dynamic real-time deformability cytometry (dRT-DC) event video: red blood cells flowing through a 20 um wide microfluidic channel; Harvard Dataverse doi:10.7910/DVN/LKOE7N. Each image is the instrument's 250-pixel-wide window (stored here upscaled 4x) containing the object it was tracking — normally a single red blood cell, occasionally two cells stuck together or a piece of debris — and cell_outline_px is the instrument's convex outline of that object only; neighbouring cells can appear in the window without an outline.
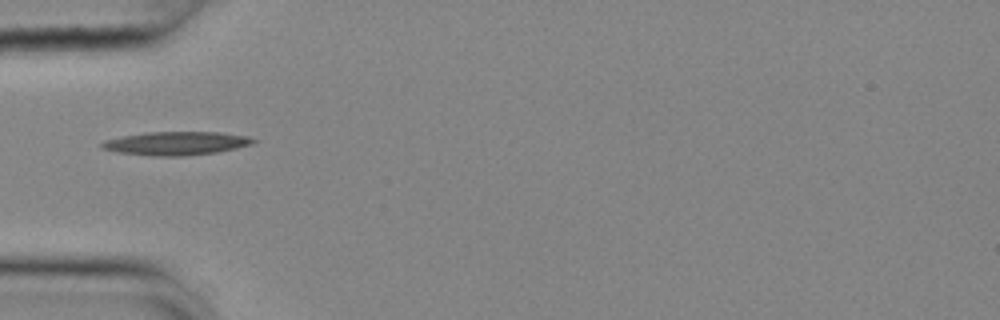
{"species": "common noctule bat (a hibernating species)", "species_latin": "Nyctalus noctula", "temperature_condition": "cold", "stored_images_in_passage": 38, "camera_frame_rate_fps": 3000, "um_per_image_px": 0.085, "animal": {"sex": "female", "body_mass_g": 25.1}, "frame": {"image": 1, "passage_image": 1, "time_ms": 0.0, "image_size_px": [1000, 320], "cell_outline_px": [[256, 140], [252, 144], [236, 148], [216, 152], [184, 156], [156, 156], [116, 152], [100, 148], [100, 144], [104, 140], [124, 136], [148, 132], [220, 132], [248, 136]], "centroid_in_image_um": [14.96, 12.18], "position_along_channel_um": 70.0, "area_um2": 20.63}}
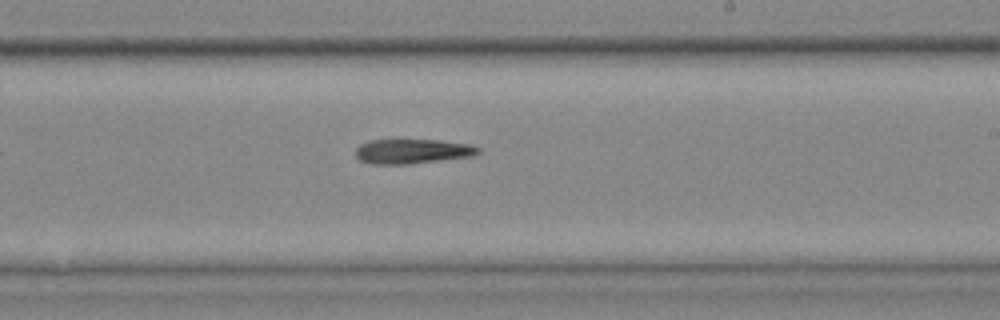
{"frame": {"image": 2, "passage_image": 16, "time_ms": 5.0, "image_size_px": [1000, 320], "cell_outline_px": [[480, 152], [472, 156], [412, 164], [368, 164], [360, 160], [356, 156], [356, 148], [360, 144], [368, 140], [440, 140], [468, 144], [480, 148]], "centroid_in_image_um": [35.03, 12.87], "position_along_channel_um": 254.0, "area_um2": 17.69}}
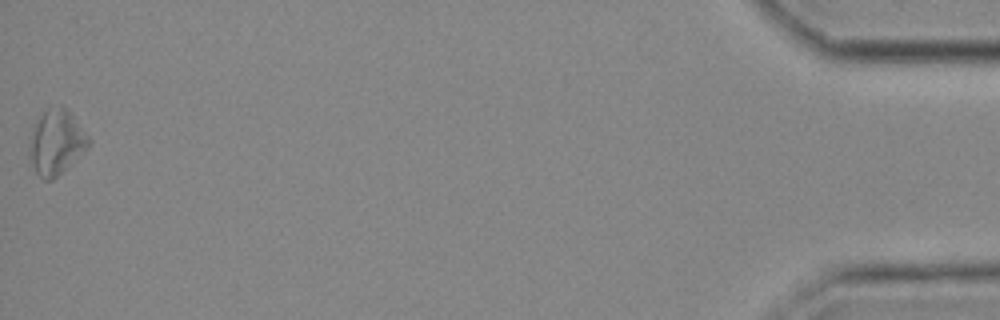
{"frame": {"image": 3, "passage_image": 38, "time_ms": 12.333, "image_size_px": [1000, 320], "cell_outline_px": [[92, 140], [88, 148], [52, 180], [44, 180], [36, 172], [28, 156], [28, 144], [32, 124], [44, 108], [60, 104], [64, 104], [72, 112]], "centroid_in_image_um": [4.76, 12.0], "position_along_channel_um": 430.4, "area_um2": 23.24}, "authors_computed_cell_mechanics": {"area_um2": 18.496, "velocity_mm_per_s": 3.6887, "shape_relaxation_time_tau1_ms": 5.4212, "shape_relaxation_time_tau2_ms": null, "deformation_change_tau1": 0.138, "deformation_change_tau2": null}}